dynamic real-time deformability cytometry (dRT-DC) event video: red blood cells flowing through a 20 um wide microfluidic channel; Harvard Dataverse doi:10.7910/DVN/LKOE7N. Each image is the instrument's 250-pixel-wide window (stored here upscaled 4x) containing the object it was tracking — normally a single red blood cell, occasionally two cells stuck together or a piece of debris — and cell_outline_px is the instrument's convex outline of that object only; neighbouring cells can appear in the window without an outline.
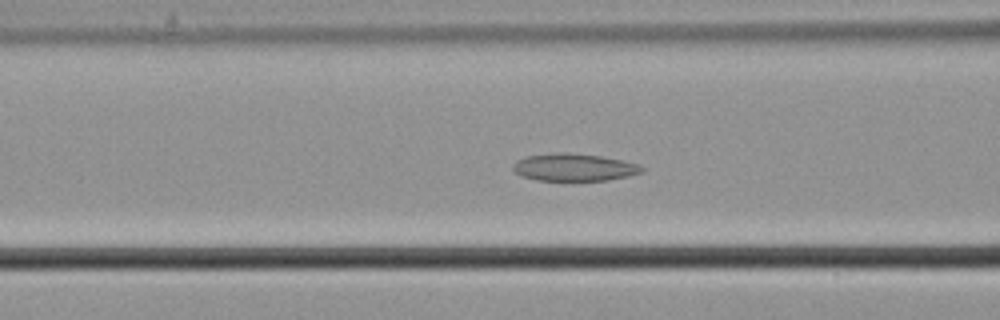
{"species": "common noctule bat (a hibernating species)", "species_latin": "Nyctalus noctula", "temperature_condition": "cold", "stored_images_in_passage": 9, "camera_frame_rate_fps": 3000, "um_per_image_px": 0.085, "animal": {"sex": "male", "body_mass_g": 21.5, "forearm_length_mm": 52.0}, "frame": {"image": 1, "passage_image": 7, "time_ms": 2.0, "image_size_px": [1000, 320], "cell_outline_px": [[644, 172], [628, 176], [608, 180], [536, 180], [520, 176], [512, 168], [512, 164], [516, 160], [524, 156], [556, 152], [564, 152], [600, 156], [624, 160], [640, 164], [644, 168]], "centroid_in_image_um": [48.79, 14.21], "position_along_channel_um": 117.8, "area_um2": 20.81}}